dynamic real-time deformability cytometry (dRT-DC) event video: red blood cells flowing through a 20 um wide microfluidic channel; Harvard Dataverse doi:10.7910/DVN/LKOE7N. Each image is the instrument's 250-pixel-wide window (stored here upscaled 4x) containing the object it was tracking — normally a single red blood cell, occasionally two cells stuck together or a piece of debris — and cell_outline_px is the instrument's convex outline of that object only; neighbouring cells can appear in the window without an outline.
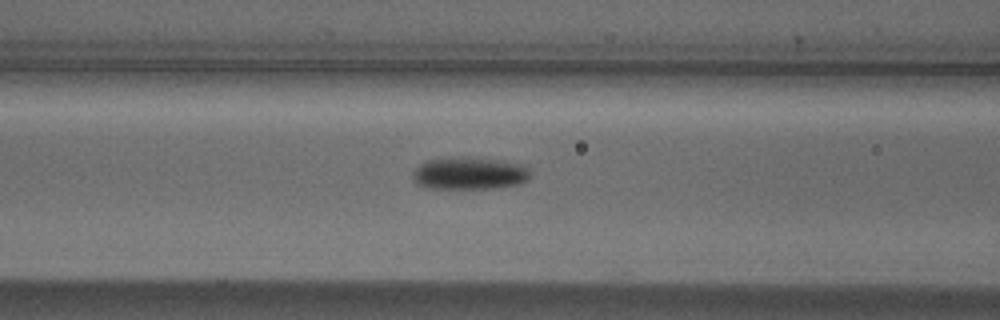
{"species": "Egyptian fruit bat (a non-hibernating species)", "species_latin": "Rousettus aegyptiacus", "temperature_condition": "cold", "stored_images_in_passage": 6, "segment_of_instrument_passage": [1, 2], "camera_frame_rate_fps": 3000, "um_per_image_px": 0.085, "animal": {"sex": "male"}, "frame": {"image": 1, "passage_image": 5, "time_ms": 1.333, "image_size_px": [1000, 320], "cell_outline_px": [[532, 172], [528, 180], [520, 184], [496, 188], [424, 188], [412, 176], [412, 172], [420, 164], [428, 160], [452, 156], [500, 160], [524, 164]], "centroid_in_image_um": [39.95, 14.72], "position_along_channel_um": 126.7, "area_um2": 22.37}}